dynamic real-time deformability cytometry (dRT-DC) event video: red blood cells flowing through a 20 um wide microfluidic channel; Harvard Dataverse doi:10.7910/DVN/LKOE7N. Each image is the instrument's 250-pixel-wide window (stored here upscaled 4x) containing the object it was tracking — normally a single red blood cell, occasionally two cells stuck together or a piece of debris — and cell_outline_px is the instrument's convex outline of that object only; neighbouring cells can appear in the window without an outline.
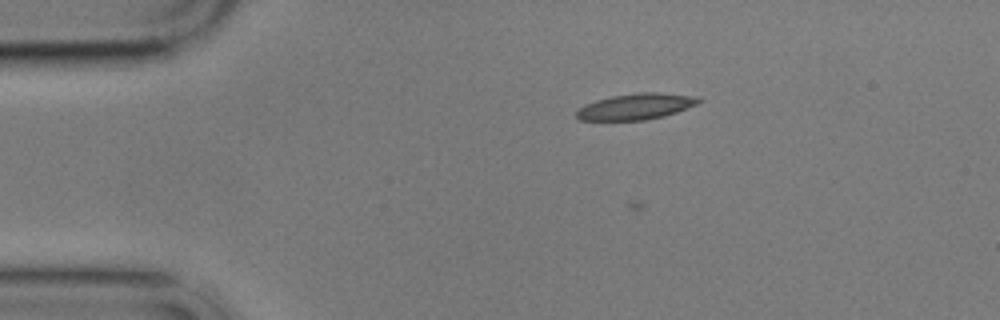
{"species": "common noctule bat (a hibernating species)", "species_latin": "Nyctalus noctula", "temperature_condition": "cold", "stored_images_in_passage": 3, "camera_frame_rate_fps": 3000, "um_per_image_px": 0.085, "animal": {"sex": "male", "body_mass_g": 17.9}, "frame": {"image": 1, "passage_image": 3, "time_ms": 2.333, "image_size_px": [1000, 320], "cell_outline_px": [[704, 100], [696, 104], [676, 112], [664, 116], [644, 120], [580, 120], [576, 116], [576, 112], [584, 104], [596, 100], [612, 96], [640, 92], [660, 92], [700, 96]], "centroid_in_image_um": [54.1, 9.04], "position_along_channel_um": 30.9, "area_um2": 18.61}}